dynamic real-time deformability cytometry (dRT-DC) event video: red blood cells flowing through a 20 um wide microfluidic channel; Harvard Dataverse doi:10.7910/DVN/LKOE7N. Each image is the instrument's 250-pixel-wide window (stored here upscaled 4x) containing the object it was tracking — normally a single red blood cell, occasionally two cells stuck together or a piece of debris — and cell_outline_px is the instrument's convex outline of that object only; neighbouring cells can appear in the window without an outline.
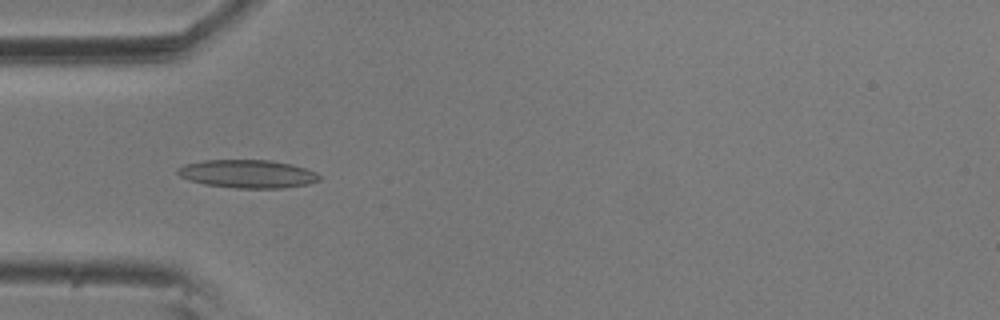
{"species": "common noctule bat (a hibernating species)", "species_latin": "Nyctalus noctula", "temperature_condition": "room temperature", "stored_images_in_passage": 7, "camera_frame_rate_fps": 3000, "um_per_image_px": 0.085, "animal": {"sex": "male", "body_mass_g": 20.5, "forearm_length_mm": 52.5}, "frame": {"image": 1, "passage_image": 5, "time_ms": 1.333, "image_size_px": [1000, 320], "cell_outline_px": [[320, 180], [308, 184], [284, 188], [236, 188], [204, 184], [188, 180], [180, 176], [176, 172], [184, 164], [204, 160], [268, 160], [292, 164], [316, 172], [320, 176]], "centroid_in_image_um": [21.05, 14.78], "position_along_channel_um": 63.9, "area_um2": 23.24}}
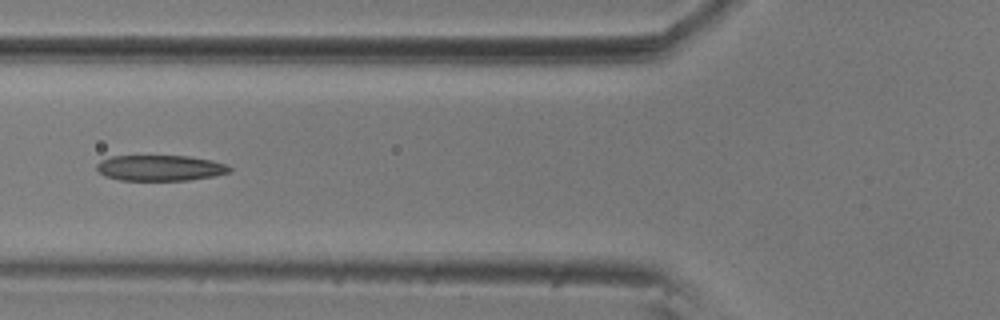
{"frame": {"image": 2, "passage_image": 6, "time_ms": 1.667, "image_size_px": [1000, 320], "cell_outline_px": [[232, 172], [212, 176], [188, 180], [120, 180], [104, 176], [96, 168], [96, 164], [100, 160], [112, 156], [188, 156], [212, 160], [224, 164], [232, 168]], "centroid_in_image_um": [13.6, 14.27], "position_along_channel_um": 112.2, "area_um2": 19.88}}
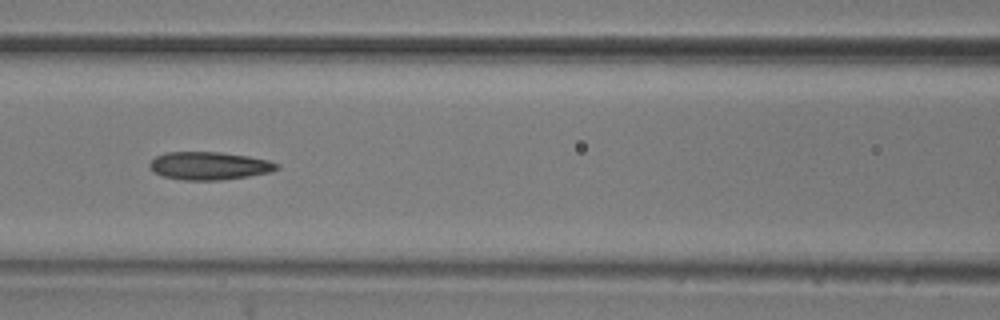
{"frame": {"image": 3, "passage_image": 7, "time_ms": 2.0, "image_size_px": [1000, 320], "cell_outline_px": [[280, 168], [272, 172], [248, 176], [220, 180], [184, 180], [164, 176], [152, 172], [148, 168], [148, 164], [156, 156], [164, 152], [220, 152], [248, 156], [268, 160], [280, 164]], "centroid_in_image_um": [17.78, 14.09], "position_along_channel_um": 148.8, "area_um2": 20.87}}